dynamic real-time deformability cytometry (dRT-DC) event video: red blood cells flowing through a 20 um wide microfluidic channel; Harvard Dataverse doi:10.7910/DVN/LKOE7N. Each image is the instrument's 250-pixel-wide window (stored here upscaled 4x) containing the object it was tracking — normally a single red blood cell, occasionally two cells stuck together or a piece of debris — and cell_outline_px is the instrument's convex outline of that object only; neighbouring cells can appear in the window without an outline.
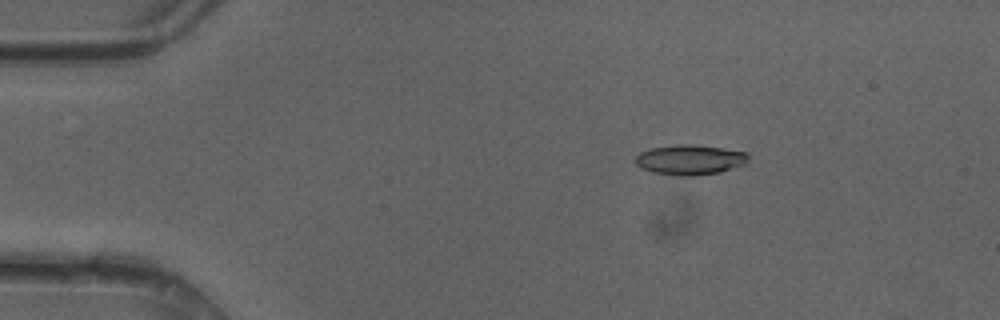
{"species": "common noctule bat (a hibernating species)", "species_latin": "Nyctalus noctula", "temperature_condition": "cold", "stored_images_in_passage": 48, "camera_frame_rate_fps": 3000, "um_per_image_px": 0.085, "animal": {"sex": "female"}, "frame": {"image": 1, "passage_image": 8, "time_ms": 2.333, "image_size_px": [1000, 320], "cell_outline_px": [[748, 160], [744, 164], [720, 172], [696, 176], [680, 176], [652, 172], [640, 168], [636, 164], [636, 156], [640, 152], [652, 148], [680, 144], [692, 144], [748, 152]], "centroid_in_image_um": [58.64, 13.59], "position_along_channel_um": 26.4, "area_um2": 19.71}}
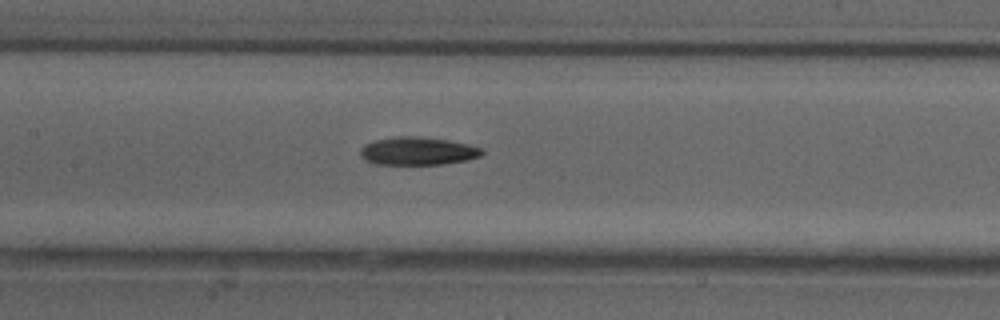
{"frame": {"image": 2, "passage_image": 23, "time_ms": 7.333, "image_size_px": [1000, 320], "cell_outline_px": [[484, 152], [480, 156], [468, 160], [444, 164], [376, 164], [364, 160], [360, 156], [360, 148], [364, 144], [376, 140], [396, 136], [416, 136], [448, 140], [468, 144], [480, 148]], "centroid_in_image_um": [35.48, 12.84], "position_along_channel_um": 171.9, "area_um2": 19.88}}
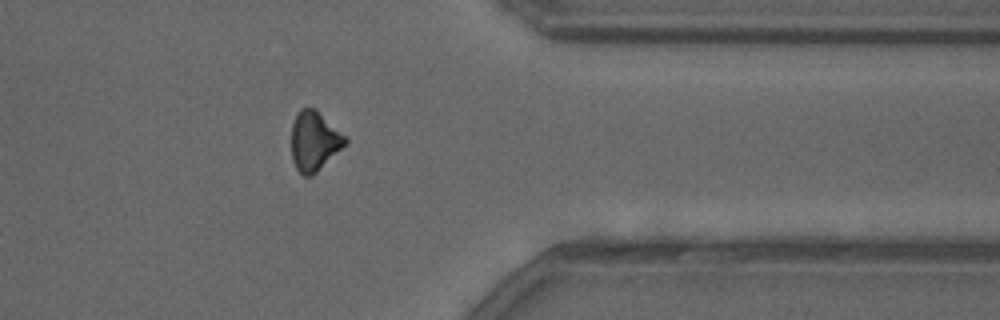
{"frame": {"image": 3, "passage_image": 39, "time_ms": 12.667, "image_size_px": [1000, 320], "cell_outline_px": [[348, 144], [312, 176], [304, 176], [296, 168], [292, 160], [292, 124], [300, 108], [316, 108], [348, 140]], "centroid_in_image_um": [26.72, 12.0], "position_along_channel_um": 384.7, "area_um2": 18.61}, "authors_computed_cell_mechanics": {"area_um2": 19.2185, "velocity_mm_per_s": 4.2433, "shape_relaxation_time_tau1_ms": 3.1672, "shape_relaxation_time_tau2_ms": 8.4434, "deformation_change_tau1": 0.1163, "deformation_change_tau2": 0.1975}}